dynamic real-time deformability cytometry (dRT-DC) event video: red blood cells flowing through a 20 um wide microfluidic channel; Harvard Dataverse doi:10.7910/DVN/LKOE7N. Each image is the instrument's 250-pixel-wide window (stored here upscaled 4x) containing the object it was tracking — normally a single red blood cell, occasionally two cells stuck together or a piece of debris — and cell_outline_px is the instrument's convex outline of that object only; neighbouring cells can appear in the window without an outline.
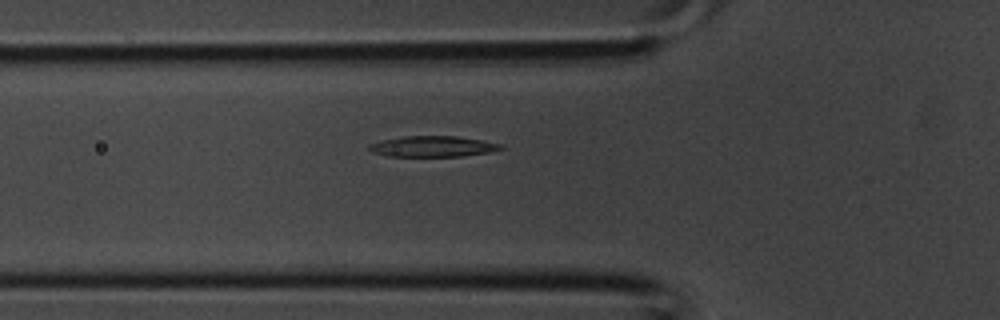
{"species": "common noctule bat (a hibernating species)", "species_latin": "Nyctalus noctula", "temperature_condition": "room temperature", "stored_images_in_passage": 26, "camera_frame_rate_fps": 3000, "um_per_image_px": 0.085, "animal": {"sex": "male", "body_mass_g": 20.1, "forearm_length_mm": 53.5}, "frame": {"image": 1, "passage_image": 3, "time_ms": 0.667, "image_size_px": [1000, 320], "cell_outline_px": [[504, 148], [488, 152], [460, 156], [388, 156], [372, 152], [368, 148], [368, 144], [380, 140], [404, 136], [456, 136], [480, 140], [500, 144]], "centroid_in_image_um": [36.71, 12.44], "position_along_channel_um": 89.1, "area_um2": 15.78}}
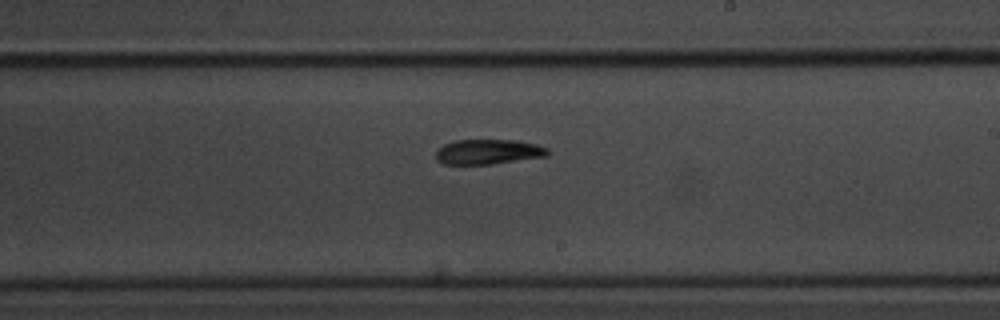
{"frame": {"image": 2, "passage_image": 12, "time_ms": 3.667, "image_size_px": [1000, 320], "cell_outline_px": [[548, 156], [492, 164], [444, 164], [436, 160], [436, 152], [444, 144], [456, 140], [516, 140], [536, 144], [548, 148]], "centroid_in_image_um": [41.51, 12.9], "position_along_channel_um": 247.5, "area_um2": 16.24}}
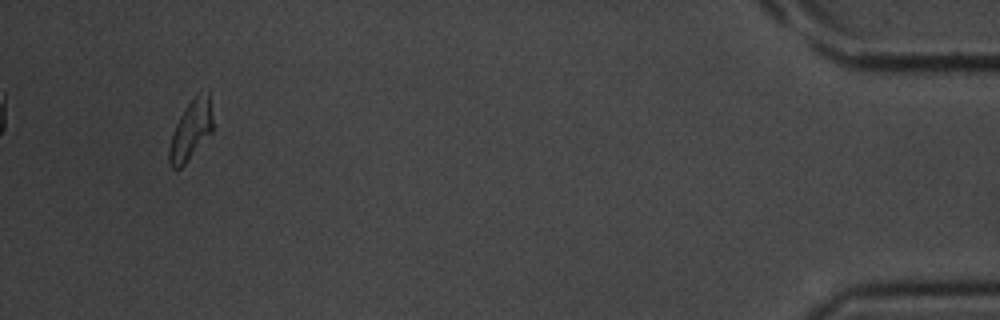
{"frame": {"image": 3, "passage_image": 26, "time_ms": 8.333, "image_size_px": [1000, 320], "cell_outline_px": [[212, 132], [188, 160], [180, 168], [172, 168], [168, 164], [168, 148], [172, 132], [180, 116], [196, 92], [208, 88], [212, 120]], "centroid_in_image_um": [16.21, 11.03], "position_along_channel_um": 419.0, "area_um2": 15.26}}